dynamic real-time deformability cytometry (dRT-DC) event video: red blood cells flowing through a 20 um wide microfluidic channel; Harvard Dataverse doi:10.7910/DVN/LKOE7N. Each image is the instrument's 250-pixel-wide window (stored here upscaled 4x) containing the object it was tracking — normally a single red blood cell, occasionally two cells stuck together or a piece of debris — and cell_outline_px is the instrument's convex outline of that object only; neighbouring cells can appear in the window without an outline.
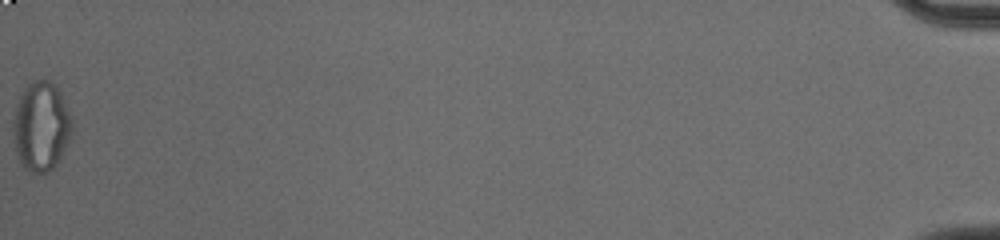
{"species": "common noctule bat (a hibernating species)", "species_latin": "Nyctalus noctula", "temperature_condition": "cold", "stored_images_in_passage": 41, "segment_of_instrument_passage": [2, 2], "camera_frame_rate_fps": 3000, "um_per_image_px": 0.085, "animal": {"sex": "male", "body_mass_g": 20.0, "forearm_length_mm": 53.3}, "frame": {"image": 1, "passage_image": 41, "time_ms": 13.333, "image_size_px": [1000, 240], "cell_outline_px": [[72, 132], [60, 160], [48, 172], [32, 172], [24, 168], [20, 164], [16, 152], [12, 132], [12, 124], [16, 104], [24, 88], [28, 84], [36, 80], [48, 80], [56, 84], [60, 92], [72, 120]], "centroid_in_image_um": [3.48, 10.75], "position_along_channel_um": 431.7, "area_um2": 30.75}}